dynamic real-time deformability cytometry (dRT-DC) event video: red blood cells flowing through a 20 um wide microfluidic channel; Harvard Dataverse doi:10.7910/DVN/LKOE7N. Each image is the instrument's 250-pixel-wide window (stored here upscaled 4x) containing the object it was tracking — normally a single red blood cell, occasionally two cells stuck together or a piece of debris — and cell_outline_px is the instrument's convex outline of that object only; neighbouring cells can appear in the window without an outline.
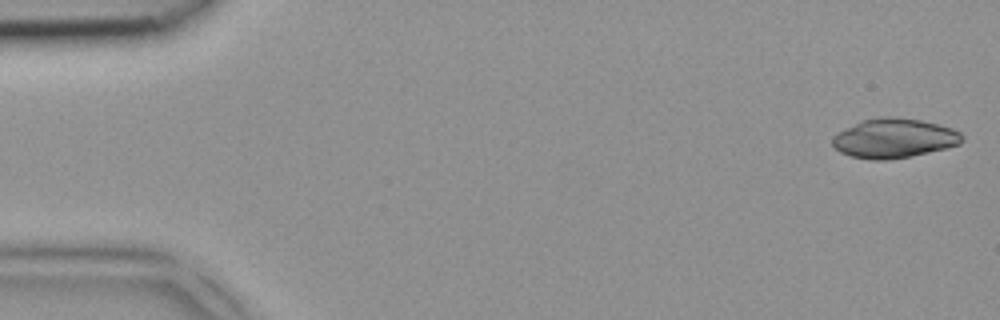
{"species": "common noctule bat (a hibernating species)", "species_latin": "Nyctalus noctula", "temperature_condition": "room temperature", "stored_images_in_passage": 4, "camera_frame_rate_fps": 3000, "um_per_image_px": 0.085, "animal": {"sex": "female", "body_mass_g": 18.4}, "frame": {"image": 1, "passage_image": 1, "time_ms": 0.0, "image_size_px": [1000, 320], "cell_outline_px": [[964, 140], [960, 144], [912, 156], [888, 160], [872, 160], [852, 156], [840, 152], [832, 144], [832, 136], [836, 132], [860, 120], [880, 116], [896, 116], [920, 120], [952, 128], [960, 132], [964, 136]], "centroid_in_image_um": [75.97, 11.74], "position_along_channel_um": 9.0, "area_um2": 30.06}}
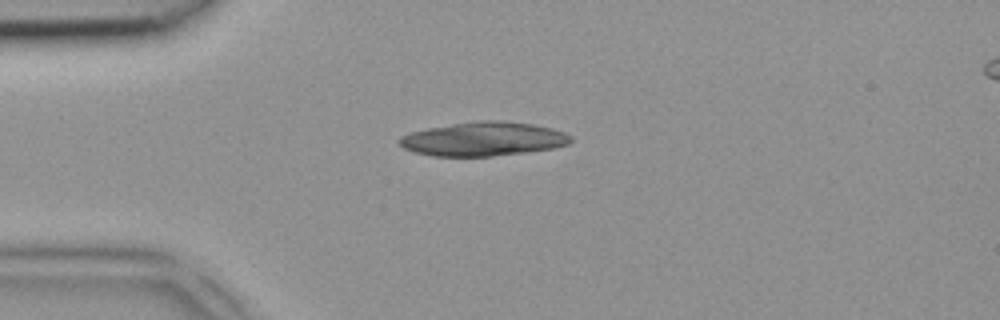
{"frame": {"image": 2, "passage_image": 4, "time_ms": 1.0, "image_size_px": [1000, 320], "cell_outline_px": [[572, 140], [568, 144], [552, 148], [524, 152], [492, 156], [432, 156], [416, 152], [404, 148], [396, 140], [400, 136], [412, 132], [428, 128], [452, 124], [480, 120], [504, 120], [532, 124], [552, 128], [564, 132], [572, 136]], "centroid_in_image_um": [41.09, 11.81], "position_along_channel_um": 43.9, "area_um2": 33.81}}